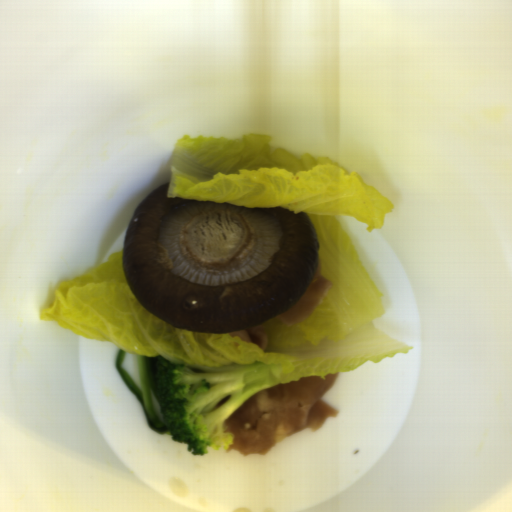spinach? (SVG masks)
<instances>
[{
    "label": "spinach",
    "mask_w": 512,
    "mask_h": 512,
    "mask_svg": "<svg viewBox=\"0 0 512 512\" xmlns=\"http://www.w3.org/2000/svg\"><path fill=\"white\" fill-rule=\"evenodd\" d=\"M125 352L119 347L115 360L121 378L127 389L139 401L150 430L160 434L169 433L152 378L158 356H140L136 354L141 385V388H139L122 366Z\"/></svg>",
    "instance_id": "spinach-1"
}]
</instances>
